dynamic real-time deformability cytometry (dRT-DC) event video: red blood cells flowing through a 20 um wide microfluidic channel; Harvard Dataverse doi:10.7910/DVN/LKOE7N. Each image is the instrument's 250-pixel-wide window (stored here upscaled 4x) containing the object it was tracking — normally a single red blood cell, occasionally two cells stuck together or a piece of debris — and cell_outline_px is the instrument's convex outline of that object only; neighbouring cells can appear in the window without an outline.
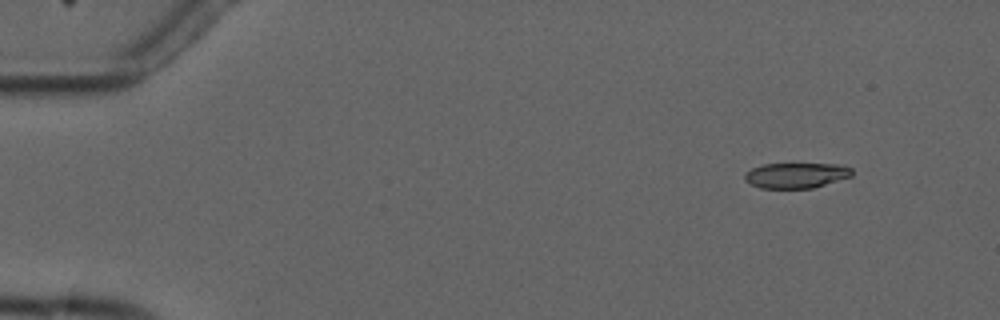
{"species": "common noctule bat (a hibernating species)", "species_latin": "Nyctalus noctula", "temperature_condition": "cold", "stored_images_in_passage": 9, "camera_frame_rate_fps": 3000, "um_per_image_px": 0.085, "animal": {"sex": "male", "forearm_length_mm": 52.5}, "frame": {"image": 1, "passage_image": 2, "time_ms": 1.333, "image_size_px": [1000, 320], "cell_outline_px": [[852, 176], [812, 188], [760, 188], [744, 180], [744, 176], [752, 168], [764, 164], [844, 164], [852, 168]], "centroid_in_image_um": [67.7, 14.9], "position_along_channel_um": 17.3, "area_um2": 15.78}}
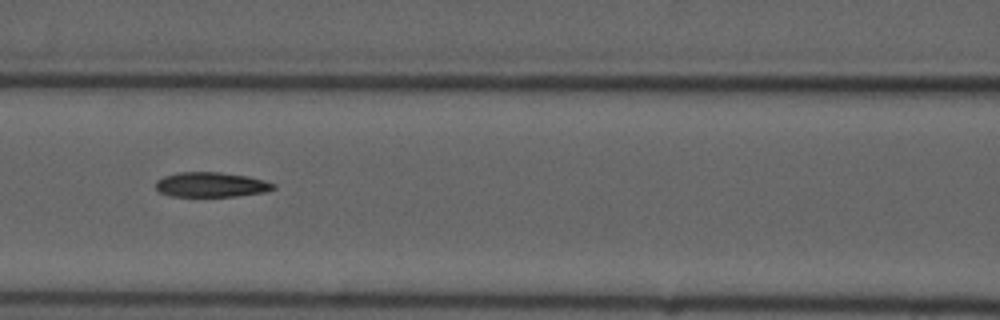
{"frame": {"image": 2, "passage_image": 7, "time_ms": 7.667, "image_size_px": [1000, 320], "cell_outline_px": [[276, 188], [264, 192], [236, 196], [172, 196], [160, 192], [156, 188], [156, 180], [164, 176], [180, 172], [220, 172], [248, 176], [264, 180], [276, 184]], "centroid_in_image_um": [17.96, 15.69], "position_along_channel_um": 148.6, "area_um2": 16.99}}
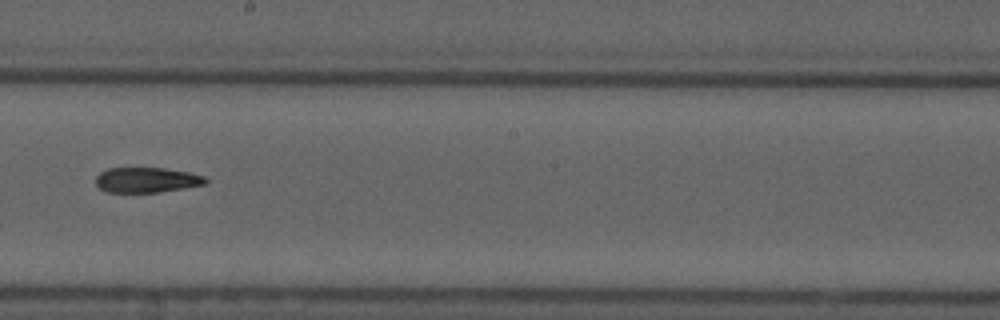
{"frame": {"image": 3, "passage_image": 9, "time_ms": 10.0, "image_size_px": [1000, 320], "cell_outline_px": [[208, 180], [204, 184], [160, 192], [104, 192], [96, 184], [96, 176], [100, 172], [108, 168], [164, 168], [188, 172], [204, 176]], "centroid_in_image_um": [12.43, 15.29], "position_along_channel_um": 235.8, "area_um2": 16.01}}